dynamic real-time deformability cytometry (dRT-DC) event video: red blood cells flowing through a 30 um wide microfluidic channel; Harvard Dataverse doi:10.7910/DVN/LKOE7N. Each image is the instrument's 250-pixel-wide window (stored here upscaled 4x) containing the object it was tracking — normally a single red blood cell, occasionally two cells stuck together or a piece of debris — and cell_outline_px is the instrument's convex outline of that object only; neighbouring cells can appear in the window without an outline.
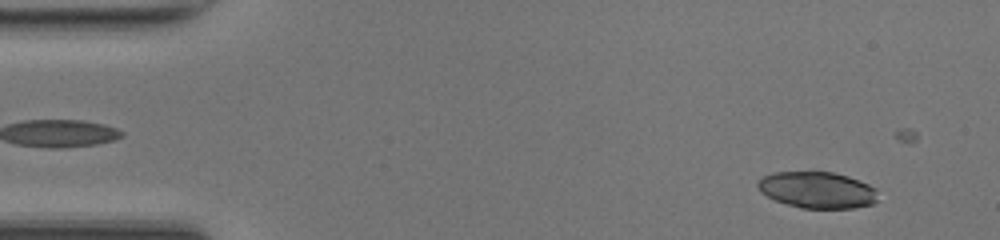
{"species": "common noctule bat (a hibernating species)", "species_latin": "Nyctalus noctula", "temperature_condition": "room temperature", "stored_images_in_passage": 16, "camera_frame_rate_fps": 3000, "um_per_image_px": 0.085, "animal": {"sex": "female", "body_mass_g": 17.0, "forearm_length_mm": 48.0}, "frame": {"image": 1, "passage_image": 4, "time_ms": 1.0, "image_size_px": [1000, 240], "cell_outline_px": [[876, 200], [872, 204], [856, 208], [800, 208], [776, 200], [760, 192], [756, 184], [764, 176], [772, 172], [832, 172], [848, 176], [868, 184], [876, 188]], "centroid_in_image_um": [69.47, 16.15], "position_along_channel_um": 15.5, "area_um2": 25.37}}
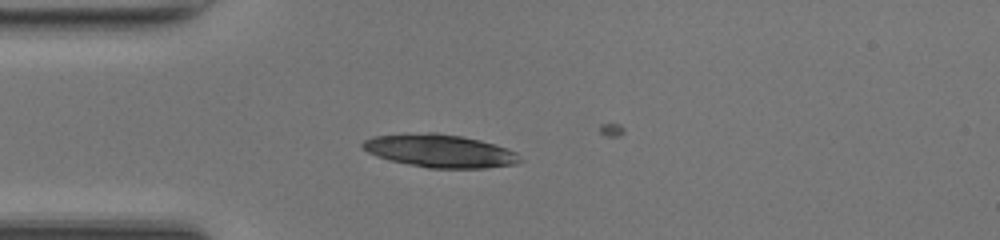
{"frame": {"image": 2, "passage_image": 13, "time_ms": 4.0, "image_size_px": [1000, 240], "cell_outline_px": [[524, 160], [516, 164], [484, 168], [428, 168], [388, 160], [376, 156], [360, 148], [360, 144], [364, 140], [372, 136], [428, 132], [436, 132], [460, 136], [480, 140], [496, 144], [516, 152]], "centroid_in_image_um": [37.38, 12.83], "position_along_channel_um": 47.6, "area_um2": 30.46}}